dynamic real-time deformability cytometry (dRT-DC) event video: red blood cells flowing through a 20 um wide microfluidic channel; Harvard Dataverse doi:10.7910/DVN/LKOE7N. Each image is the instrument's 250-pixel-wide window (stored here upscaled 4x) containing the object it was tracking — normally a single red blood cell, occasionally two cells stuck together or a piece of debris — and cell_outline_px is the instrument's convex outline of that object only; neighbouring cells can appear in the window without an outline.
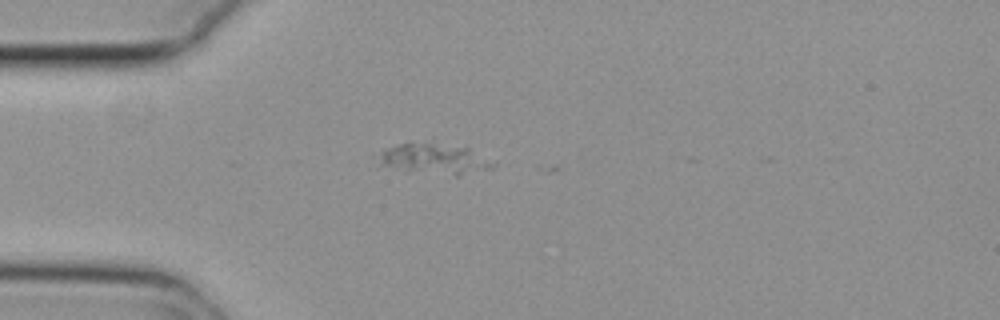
{"species": "common noctule bat (a hibernating species)", "species_latin": "Nyctalus noctula", "temperature_condition": "cold", "stored_images_in_passage": 2, "camera_frame_rate_fps": 3000, "um_per_image_px": 0.085, "animal": {"sex": "female", "body_mass_g": 29.2, "forearm_length_mm": 56.3}, "frame": {"image": 1, "passage_image": 1, "time_ms": 0.0, "image_size_px": [1000, 320], "cell_outline_px": [[476, 164], [456, 176], [408, 172], [384, 164], [384, 152], [388, 148], [412, 140], [468, 148]], "centroid_in_image_um": [36.48, 13.46], "position_along_channel_um": 48.5, "area_um2": 17.46}}